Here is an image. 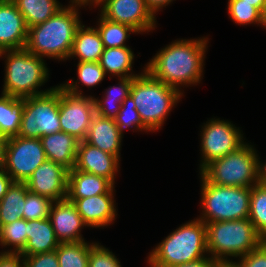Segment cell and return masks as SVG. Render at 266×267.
I'll list each match as a JSON object with an SVG mask.
<instances>
[{
    "mask_svg": "<svg viewBox=\"0 0 266 267\" xmlns=\"http://www.w3.org/2000/svg\"><path fill=\"white\" fill-rule=\"evenodd\" d=\"M208 39L174 40L158 51L143 68L156 80L183 94L181 86L197 85L203 78Z\"/></svg>",
    "mask_w": 266,
    "mask_h": 267,
    "instance_id": "6da1fadb",
    "label": "cell"
},
{
    "mask_svg": "<svg viewBox=\"0 0 266 267\" xmlns=\"http://www.w3.org/2000/svg\"><path fill=\"white\" fill-rule=\"evenodd\" d=\"M60 9L54 16L43 23L28 28L25 48L41 58H54L58 61L69 60L77 28L81 25L80 2Z\"/></svg>",
    "mask_w": 266,
    "mask_h": 267,
    "instance_id": "7a4b0ae2",
    "label": "cell"
},
{
    "mask_svg": "<svg viewBox=\"0 0 266 267\" xmlns=\"http://www.w3.org/2000/svg\"><path fill=\"white\" fill-rule=\"evenodd\" d=\"M206 224L199 218L171 232L148 256L150 267H172L193 262L208 255Z\"/></svg>",
    "mask_w": 266,
    "mask_h": 267,
    "instance_id": "3957f363",
    "label": "cell"
},
{
    "mask_svg": "<svg viewBox=\"0 0 266 267\" xmlns=\"http://www.w3.org/2000/svg\"><path fill=\"white\" fill-rule=\"evenodd\" d=\"M142 124L154 132L163 127L172 108L183 94L153 78L145 69L133 79L130 91Z\"/></svg>",
    "mask_w": 266,
    "mask_h": 267,
    "instance_id": "277c9868",
    "label": "cell"
},
{
    "mask_svg": "<svg viewBox=\"0 0 266 267\" xmlns=\"http://www.w3.org/2000/svg\"><path fill=\"white\" fill-rule=\"evenodd\" d=\"M1 57L6 58L1 94L23 99L44 94L54 88L38 90L48 81L49 70L43 58L32 54L26 48L2 51Z\"/></svg>",
    "mask_w": 266,
    "mask_h": 267,
    "instance_id": "5b68a950",
    "label": "cell"
},
{
    "mask_svg": "<svg viewBox=\"0 0 266 267\" xmlns=\"http://www.w3.org/2000/svg\"><path fill=\"white\" fill-rule=\"evenodd\" d=\"M206 237L208 255L214 261L243 257L264 241L249 218L209 222Z\"/></svg>",
    "mask_w": 266,
    "mask_h": 267,
    "instance_id": "8992f818",
    "label": "cell"
},
{
    "mask_svg": "<svg viewBox=\"0 0 266 267\" xmlns=\"http://www.w3.org/2000/svg\"><path fill=\"white\" fill-rule=\"evenodd\" d=\"M260 157L249 143L215 159L200 174L214 185L252 187L260 182Z\"/></svg>",
    "mask_w": 266,
    "mask_h": 267,
    "instance_id": "52a82bcc",
    "label": "cell"
},
{
    "mask_svg": "<svg viewBox=\"0 0 266 267\" xmlns=\"http://www.w3.org/2000/svg\"><path fill=\"white\" fill-rule=\"evenodd\" d=\"M201 209L199 219L209 222L240 220L249 217L251 187L214 185L201 174Z\"/></svg>",
    "mask_w": 266,
    "mask_h": 267,
    "instance_id": "ba28073f",
    "label": "cell"
},
{
    "mask_svg": "<svg viewBox=\"0 0 266 267\" xmlns=\"http://www.w3.org/2000/svg\"><path fill=\"white\" fill-rule=\"evenodd\" d=\"M59 101L60 85L44 94L23 98V114L17 136L41 138L61 131Z\"/></svg>",
    "mask_w": 266,
    "mask_h": 267,
    "instance_id": "9c48e42d",
    "label": "cell"
},
{
    "mask_svg": "<svg viewBox=\"0 0 266 267\" xmlns=\"http://www.w3.org/2000/svg\"><path fill=\"white\" fill-rule=\"evenodd\" d=\"M47 160L39 138H7L3 169L13 182L25 183L35 169Z\"/></svg>",
    "mask_w": 266,
    "mask_h": 267,
    "instance_id": "30bf717a",
    "label": "cell"
},
{
    "mask_svg": "<svg viewBox=\"0 0 266 267\" xmlns=\"http://www.w3.org/2000/svg\"><path fill=\"white\" fill-rule=\"evenodd\" d=\"M201 126V162L199 170L240 148L245 142L241 130L231 121L212 118Z\"/></svg>",
    "mask_w": 266,
    "mask_h": 267,
    "instance_id": "8fae6325",
    "label": "cell"
},
{
    "mask_svg": "<svg viewBox=\"0 0 266 267\" xmlns=\"http://www.w3.org/2000/svg\"><path fill=\"white\" fill-rule=\"evenodd\" d=\"M95 114L94 97L70 93L60 85L59 123L62 132L84 141Z\"/></svg>",
    "mask_w": 266,
    "mask_h": 267,
    "instance_id": "7c38bea8",
    "label": "cell"
},
{
    "mask_svg": "<svg viewBox=\"0 0 266 267\" xmlns=\"http://www.w3.org/2000/svg\"><path fill=\"white\" fill-rule=\"evenodd\" d=\"M101 7V16L109 21L128 25L138 34L156 27V15L145 0H100L94 7Z\"/></svg>",
    "mask_w": 266,
    "mask_h": 267,
    "instance_id": "4fadbf2b",
    "label": "cell"
},
{
    "mask_svg": "<svg viewBox=\"0 0 266 267\" xmlns=\"http://www.w3.org/2000/svg\"><path fill=\"white\" fill-rule=\"evenodd\" d=\"M69 170L64 166L46 160L35 169L25 182L28 191L45 196L52 201L65 200L67 196Z\"/></svg>",
    "mask_w": 266,
    "mask_h": 267,
    "instance_id": "5bb4252c",
    "label": "cell"
},
{
    "mask_svg": "<svg viewBox=\"0 0 266 267\" xmlns=\"http://www.w3.org/2000/svg\"><path fill=\"white\" fill-rule=\"evenodd\" d=\"M120 159L85 141H79L74 169L108 179L115 185ZM119 167V168H118Z\"/></svg>",
    "mask_w": 266,
    "mask_h": 267,
    "instance_id": "9a60e30c",
    "label": "cell"
},
{
    "mask_svg": "<svg viewBox=\"0 0 266 267\" xmlns=\"http://www.w3.org/2000/svg\"><path fill=\"white\" fill-rule=\"evenodd\" d=\"M27 37L28 28L15 3L0 2V52L25 48Z\"/></svg>",
    "mask_w": 266,
    "mask_h": 267,
    "instance_id": "2e32d148",
    "label": "cell"
},
{
    "mask_svg": "<svg viewBox=\"0 0 266 267\" xmlns=\"http://www.w3.org/2000/svg\"><path fill=\"white\" fill-rule=\"evenodd\" d=\"M49 219L60 243L85 241L81 229L87 225L72 202L67 199L53 202Z\"/></svg>",
    "mask_w": 266,
    "mask_h": 267,
    "instance_id": "e0dca14e",
    "label": "cell"
},
{
    "mask_svg": "<svg viewBox=\"0 0 266 267\" xmlns=\"http://www.w3.org/2000/svg\"><path fill=\"white\" fill-rule=\"evenodd\" d=\"M114 194H101L87 198H66L72 202L87 227L100 228L111 225L117 214Z\"/></svg>",
    "mask_w": 266,
    "mask_h": 267,
    "instance_id": "ac0fdd59",
    "label": "cell"
},
{
    "mask_svg": "<svg viewBox=\"0 0 266 267\" xmlns=\"http://www.w3.org/2000/svg\"><path fill=\"white\" fill-rule=\"evenodd\" d=\"M123 135L115 119L95 114L84 141L120 159Z\"/></svg>",
    "mask_w": 266,
    "mask_h": 267,
    "instance_id": "d6986e66",
    "label": "cell"
},
{
    "mask_svg": "<svg viewBox=\"0 0 266 267\" xmlns=\"http://www.w3.org/2000/svg\"><path fill=\"white\" fill-rule=\"evenodd\" d=\"M47 160L58 163L68 170L75 165L79 140L74 136L59 131L39 138Z\"/></svg>",
    "mask_w": 266,
    "mask_h": 267,
    "instance_id": "ffe728a7",
    "label": "cell"
},
{
    "mask_svg": "<svg viewBox=\"0 0 266 267\" xmlns=\"http://www.w3.org/2000/svg\"><path fill=\"white\" fill-rule=\"evenodd\" d=\"M114 185L106 178L79 171L68 172L66 198H87L101 194H114Z\"/></svg>",
    "mask_w": 266,
    "mask_h": 267,
    "instance_id": "44dd1931",
    "label": "cell"
},
{
    "mask_svg": "<svg viewBox=\"0 0 266 267\" xmlns=\"http://www.w3.org/2000/svg\"><path fill=\"white\" fill-rule=\"evenodd\" d=\"M27 243L20 252L22 256H31L57 249L60 242L49 218L27 221Z\"/></svg>",
    "mask_w": 266,
    "mask_h": 267,
    "instance_id": "7402d4cb",
    "label": "cell"
},
{
    "mask_svg": "<svg viewBox=\"0 0 266 267\" xmlns=\"http://www.w3.org/2000/svg\"><path fill=\"white\" fill-rule=\"evenodd\" d=\"M104 46L97 28L86 27L81 23L77 28L69 58L78 62H99Z\"/></svg>",
    "mask_w": 266,
    "mask_h": 267,
    "instance_id": "603a6c76",
    "label": "cell"
},
{
    "mask_svg": "<svg viewBox=\"0 0 266 267\" xmlns=\"http://www.w3.org/2000/svg\"><path fill=\"white\" fill-rule=\"evenodd\" d=\"M134 57V52L129 46L104 48L99 63L105 71L106 75L109 74V79H111V75H115L118 78L137 77L141 73L134 74L132 72Z\"/></svg>",
    "mask_w": 266,
    "mask_h": 267,
    "instance_id": "cb8c5ba5",
    "label": "cell"
},
{
    "mask_svg": "<svg viewBox=\"0 0 266 267\" xmlns=\"http://www.w3.org/2000/svg\"><path fill=\"white\" fill-rule=\"evenodd\" d=\"M135 77H119V86H110L103 95V99L94 98L96 114L115 119L119 113L122 102L130 95L133 79ZM117 92V93H116Z\"/></svg>",
    "mask_w": 266,
    "mask_h": 267,
    "instance_id": "d4e9b609",
    "label": "cell"
},
{
    "mask_svg": "<svg viewBox=\"0 0 266 267\" xmlns=\"http://www.w3.org/2000/svg\"><path fill=\"white\" fill-rule=\"evenodd\" d=\"M27 184L13 182L7 193L0 200V228L23 218L25 207Z\"/></svg>",
    "mask_w": 266,
    "mask_h": 267,
    "instance_id": "484cf974",
    "label": "cell"
},
{
    "mask_svg": "<svg viewBox=\"0 0 266 267\" xmlns=\"http://www.w3.org/2000/svg\"><path fill=\"white\" fill-rule=\"evenodd\" d=\"M23 15L27 28L43 23L64 6L57 0H12Z\"/></svg>",
    "mask_w": 266,
    "mask_h": 267,
    "instance_id": "4316f807",
    "label": "cell"
},
{
    "mask_svg": "<svg viewBox=\"0 0 266 267\" xmlns=\"http://www.w3.org/2000/svg\"><path fill=\"white\" fill-rule=\"evenodd\" d=\"M23 114L22 98L0 96V134L6 138L17 136Z\"/></svg>",
    "mask_w": 266,
    "mask_h": 267,
    "instance_id": "83f0119b",
    "label": "cell"
},
{
    "mask_svg": "<svg viewBox=\"0 0 266 267\" xmlns=\"http://www.w3.org/2000/svg\"><path fill=\"white\" fill-rule=\"evenodd\" d=\"M77 75L76 81L69 80L60 85L70 93L83 95L79 83L88 88L95 87L104 80L106 73L99 62H78Z\"/></svg>",
    "mask_w": 266,
    "mask_h": 267,
    "instance_id": "f1b7e54d",
    "label": "cell"
},
{
    "mask_svg": "<svg viewBox=\"0 0 266 267\" xmlns=\"http://www.w3.org/2000/svg\"><path fill=\"white\" fill-rule=\"evenodd\" d=\"M93 244L86 241L60 243L56 249L59 267H88Z\"/></svg>",
    "mask_w": 266,
    "mask_h": 267,
    "instance_id": "f546056e",
    "label": "cell"
},
{
    "mask_svg": "<svg viewBox=\"0 0 266 267\" xmlns=\"http://www.w3.org/2000/svg\"><path fill=\"white\" fill-rule=\"evenodd\" d=\"M100 18L97 21L98 26H96L101 40L103 42L104 48H113V47H128L125 42L130 37V34L138 32L132 27L109 21L99 15Z\"/></svg>",
    "mask_w": 266,
    "mask_h": 267,
    "instance_id": "4dcf8cb0",
    "label": "cell"
},
{
    "mask_svg": "<svg viewBox=\"0 0 266 267\" xmlns=\"http://www.w3.org/2000/svg\"><path fill=\"white\" fill-rule=\"evenodd\" d=\"M248 218L256 231L266 240V187L260 182L251 187Z\"/></svg>",
    "mask_w": 266,
    "mask_h": 267,
    "instance_id": "1f68e13d",
    "label": "cell"
},
{
    "mask_svg": "<svg viewBox=\"0 0 266 267\" xmlns=\"http://www.w3.org/2000/svg\"><path fill=\"white\" fill-rule=\"evenodd\" d=\"M27 221L23 218L0 228V245L11 246L10 250L3 252L20 253L27 243ZM12 248V249H11Z\"/></svg>",
    "mask_w": 266,
    "mask_h": 267,
    "instance_id": "d6a6232c",
    "label": "cell"
},
{
    "mask_svg": "<svg viewBox=\"0 0 266 267\" xmlns=\"http://www.w3.org/2000/svg\"><path fill=\"white\" fill-rule=\"evenodd\" d=\"M227 10L230 18L239 25L262 23V13L243 0H228Z\"/></svg>",
    "mask_w": 266,
    "mask_h": 267,
    "instance_id": "836d02e7",
    "label": "cell"
},
{
    "mask_svg": "<svg viewBox=\"0 0 266 267\" xmlns=\"http://www.w3.org/2000/svg\"><path fill=\"white\" fill-rule=\"evenodd\" d=\"M115 122L118 125L119 129L122 131L126 130L127 128L136 131H146L150 132L143 124L140 119L139 113L136 109L135 103L132 97L129 95L121 105L119 113L115 118Z\"/></svg>",
    "mask_w": 266,
    "mask_h": 267,
    "instance_id": "e575fe53",
    "label": "cell"
},
{
    "mask_svg": "<svg viewBox=\"0 0 266 267\" xmlns=\"http://www.w3.org/2000/svg\"><path fill=\"white\" fill-rule=\"evenodd\" d=\"M53 202L54 201L45 196L28 191L26 194L25 207L23 209V219L29 221L49 218Z\"/></svg>",
    "mask_w": 266,
    "mask_h": 267,
    "instance_id": "d590c367",
    "label": "cell"
},
{
    "mask_svg": "<svg viewBox=\"0 0 266 267\" xmlns=\"http://www.w3.org/2000/svg\"><path fill=\"white\" fill-rule=\"evenodd\" d=\"M88 267H122L120 261L108 248L95 242L90 247Z\"/></svg>",
    "mask_w": 266,
    "mask_h": 267,
    "instance_id": "8d00e7d4",
    "label": "cell"
},
{
    "mask_svg": "<svg viewBox=\"0 0 266 267\" xmlns=\"http://www.w3.org/2000/svg\"><path fill=\"white\" fill-rule=\"evenodd\" d=\"M239 267H266V240L236 262Z\"/></svg>",
    "mask_w": 266,
    "mask_h": 267,
    "instance_id": "74e56055",
    "label": "cell"
},
{
    "mask_svg": "<svg viewBox=\"0 0 266 267\" xmlns=\"http://www.w3.org/2000/svg\"><path fill=\"white\" fill-rule=\"evenodd\" d=\"M24 267H59L56 250L23 256Z\"/></svg>",
    "mask_w": 266,
    "mask_h": 267,
    "instance_id": "f35d334b",
    "label": "cell"
},
{
    "mask_svg": "<svg viewBox=\"0 0 266 267\" xmlns=\"http://www.w3.org/2000/svg\"><path fill=\"white\" fill-rule=\"evenodd\" d=\"M0 267H24V259L20 253L0 252Z\"/></svg>",
    "mask_w": 266,
    "mask_h": 267,
    "instance_id": "ab89813d",
    "label": "cell"
},
{
    "mask_svg": "<svg viewBox=\"0 0 266 267\" xmlns=\"http://www.w3.org/2000/svg\"><path fill=\"white\" fill-rule=\"evenodd\" d=\"M13 180L4 169H0V200L7 193L8 188L12 185Z\"/></svg>",
    "mask_w": 266,
    "mask_h": 267,
    "instance_id": "60d3db41",
    "label": "cell"
},
{
    "mask_svg": "<svg viewBox=\"0 0 266 267\" xmlns=\"http://www.w3.org/2000/svg\"><path fill=\"white\" fill-rule=\"evenodd\" d=\"M214 260L208 256L205 258L198 259L193 262L175 265L172 267H213Z\"/></svg>",
    "mask_w": 266,
    "mask_h": 267,
    "instance_id": "b9f144b4",
    "label": "cell"
},
{
    "mask_svg": "<svg viewBox=\"0 0 266 267\" xmlns=\"http://www.w3.org/2000/svg\"><path fill=\"white\" fill-rule=\"evenodd\" d=\"M174 0H145L147 6L156 14L159 10L163 9V7L168 6Z\"/></svg>",
    "mask_w": 266,
    "mask_h": 267,
    "instance_id": "7bdbcfd3",
    "label": "cell"
},
{
    "mask_svg": "<svg viewBox=\"0 0 266 267\" xmlns=\"http://www.w3.org/2000/svg\"><path fill=\"white\" fill-rule=\"evenodd\" d=\"M7 138L0 134V169H3L4 166V157H5V146Z\"/></svg>",
    "mask_w": 266,
    "mask_h": 267,
    "instance_id": "ee69618b",
    "label": "cell"
},
{
    "mask_svg": "<svg viewBox=\"0 0 266 267\" xmlns=\"http://www.w3.org/2000/svg\"><path fill=\"white\" fill-rule=\"evenodd\" d=\"M247 4H251L253 7L257 8L261 13L266 6V0H243Z\"/></svg>",
    "mask_w": 266,
    "mask_h": 267,
    "instance_id": "f6af8a7d",
    "label": "cell"
},
{
    "mask_svg": "<svg viewBox=\"0 0 266 267\" xmlns=\"http://www.w3.org/2000/svg\"><path fill=\"white\" fill-rule=\"evenodd\" d=\"M213 267H239L235 261H214Z\"/></svg>",
    "mask_w": 266,
    "mask_h": 267,
    "instance_id": "bcb514c9",
    "label": "cell"
},
{
    "mask_svg": "<svg viewBox=\"0 0 266 267\" xmlns=\"http://www.w3.org/2000/svg\"><path fill=\"white\" fill-rule=\"evenodd\" d=\"M260 183L266 187V162L260 161Z\"/></svg>",
    "mask_w": 266,
    "mask_h": 267,
    "instance_id": "7dc6e473",
    "label": "cell"
},
{
    "mask_svg": "<svg viewBox=\"0 0 266 267\" xmlns=\"http://www.w3.org/2000/svg\"><path fill=\"white\" fill-rule=\"evenodd\" d=\"M261 27H263L264 29L266 28V6L264 7V10L262 12V23H261Z\"/></svg>",
    "mask_w": 266,
    "mask_h": 267,
    "instance_id": "c3c4849f",
    "label": "cell"
},
{
    "mask_svg": "<svg viewBox=\"0 0 266 267\" xmlns=\"http://www.w3.org/2000/svg\"><path fill=\"white\" fill-rule=\"evenodd\" d=\"M71 2H80L82 5L89 6L90 8V0H70Z\"/></svg>",
    "mask_w": 266,
    "mask_h": 267,
    "instance_id": "681fc988",
    "label": "cell"
},
{
    "mask_svg": "<svg viewBox=\"0 0 266 267\" xmlns=\"http://www.w3.org/2000/svg\"><path fill=\"white\" fill-rule=\"evenodd\" d=\"M100 0H90V6H94L97 4Z\"/></svg>",
    "mask_w": 266,
    "mask_h": 267,
    "instance_id": "f907efd6",
    "label": "cell"
}]
</instances>
